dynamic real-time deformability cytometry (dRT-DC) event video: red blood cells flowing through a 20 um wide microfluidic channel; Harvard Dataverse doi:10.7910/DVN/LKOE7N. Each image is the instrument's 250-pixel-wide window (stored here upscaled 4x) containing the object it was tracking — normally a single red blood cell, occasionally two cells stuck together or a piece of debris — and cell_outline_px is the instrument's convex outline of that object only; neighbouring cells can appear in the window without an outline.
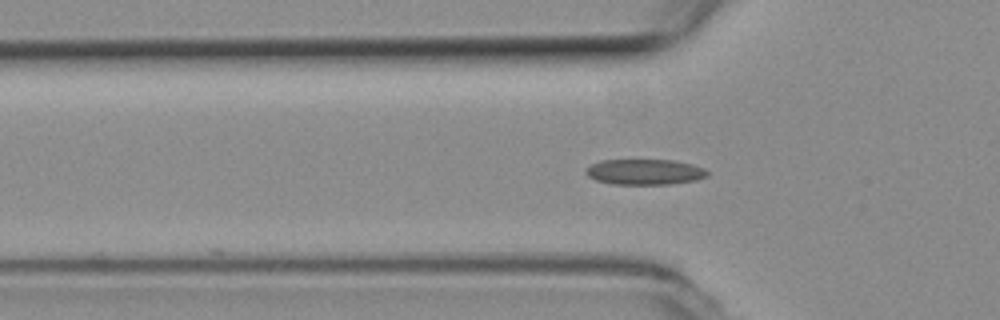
{"species": "common noctule bat (a hibernating species)", "species_latin": "Nyctalus noctula", "temperature_condition": "room temperature", "stored_images_in_passage": 13, "camera_frame_rate_fps": 3000, "um_per_image_px": 0.085, "animal": {"sex": "female", "body_mass_g": 19.3, "forearm_length_mm": 54.1}, "frame": {"image": 1, "passage_image": 2, "time_ms": 0.333, "image_size_px": [1000, 320], "cell_outline_px": [[708, 176], [696, 180], [668, 184], [612, 184], [596, 180], [588, 176], [584, 172], [592, 164], [600, 160], [676, 160], [692, 164], [704, 168], [708, 172]], "centroid_in_image_um": [54.81, 14.61], "position_along_channel_um": 71.0, "area_um2": 18.09}}
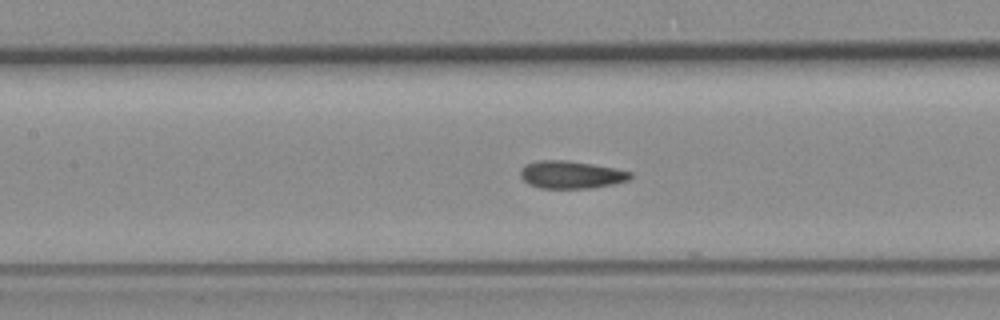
{"frame": {"image": 2, "passage_image": 9, "time_ms": 2.667, "image_size_px": [1000, 320], "cell_outline_px": [[632, 176], [628, 180], [612, 184], [592, 188], [540, 188], [528, 184], [520, 176], [520, 168], [528, 164], [540, 160], [568, 160], [616, 168], [632, 172]], "centroid_in_image_um": [48.54, 14.85], "position_along_channel_um": 158.9, "area_um2": 17.69}}
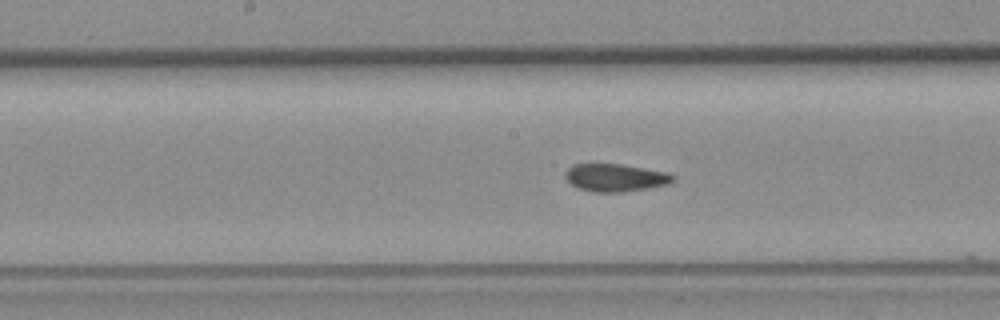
{"frame": {"image": 3, "passage_image": 12, "time_ms": 3.667, "image_size_px": [1000, 320], "cell_outline_px": [[676, 176], [668, 184], [648, 188], [620, 192], [592, 192], [576, 188], [564, 176], [564, 172], [572, 164], [620, 164], [668, 172]], "centroid_in_image_um": [52.28, 15.1], "position_along_channel_um": 195.9, "area_um2": 17.4}}